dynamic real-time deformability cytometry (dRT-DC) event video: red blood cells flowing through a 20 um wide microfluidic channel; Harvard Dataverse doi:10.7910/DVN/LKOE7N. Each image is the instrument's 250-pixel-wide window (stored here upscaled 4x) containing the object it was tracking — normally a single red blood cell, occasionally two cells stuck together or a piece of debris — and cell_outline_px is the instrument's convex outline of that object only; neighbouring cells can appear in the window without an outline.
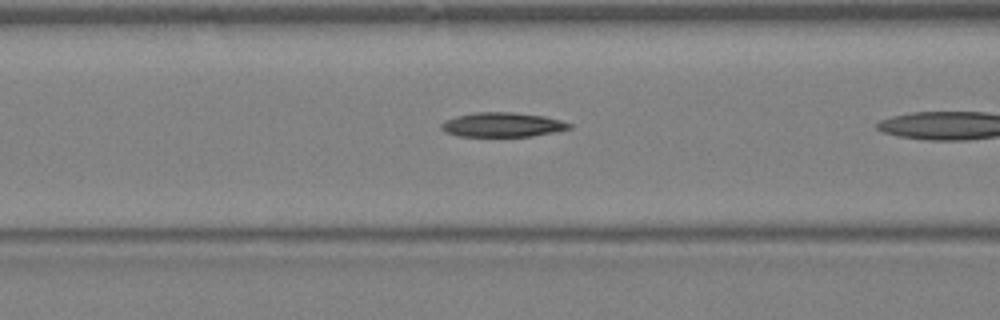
{"species": "Egyptian fruit bat (a non-hibernating species)", "species_latin": "Rousettus aegyptiacus", "temperature_condition": "warm", "stored_images_in_passage": 5, "camera_frame_rate_fps": 3000, "um_per_image_px": 0.085, "animal": {"sex": "female"}, "frame": {"image": 1, "passage_image": 4, "time_ms": 1.0, "image_size_px": [1000, 320], "cell_outline_px": [[572, 128], [532, 136], [456, 136], [440, 128], [440, 124], [444, 120], [456, 116], [472, 112], [512, 112], [544, 116], [560, 120], [572, 124]], "centroid_in_image_um": [42.67, 10.59], "position_along_channel_um": 123.9, "area_um2": 18.21}}